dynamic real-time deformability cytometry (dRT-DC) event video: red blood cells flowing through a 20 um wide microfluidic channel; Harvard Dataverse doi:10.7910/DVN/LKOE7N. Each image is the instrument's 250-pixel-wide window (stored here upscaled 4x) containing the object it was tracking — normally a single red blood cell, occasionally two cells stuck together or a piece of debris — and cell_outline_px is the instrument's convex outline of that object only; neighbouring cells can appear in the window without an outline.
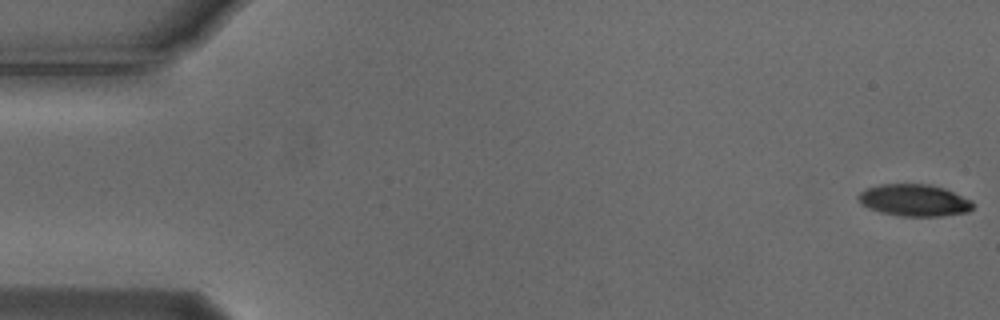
{"species": "Egyptian fruit bat (a non-hibernating species)", "species_latin": "Rousettus aegyptiacus", "temperature_condition": "cold", "stored_images_in_passage": 8, "camera_frame_rate_fps": 3000, "um_per_image_px": 0.085, "animal": {"sex": "male"}, "frame": {"image": 1, "passage_image": 1, "time_ms": 0.0, "image_size_px": [1000, 320], "cell_outline_px": [[972, 208], [968, 212], [940, 216], [900, 216], [880, 212], [868, 208], [860, 204], [856, 196], [860, 192], [868, 188], [880, 184], [928, 184], [944, 188], [972, 200]], "centroid_in_image_um": [77.68, 17.02], "position_along_channel_um": 7.3, "area_um2": 21.33}}